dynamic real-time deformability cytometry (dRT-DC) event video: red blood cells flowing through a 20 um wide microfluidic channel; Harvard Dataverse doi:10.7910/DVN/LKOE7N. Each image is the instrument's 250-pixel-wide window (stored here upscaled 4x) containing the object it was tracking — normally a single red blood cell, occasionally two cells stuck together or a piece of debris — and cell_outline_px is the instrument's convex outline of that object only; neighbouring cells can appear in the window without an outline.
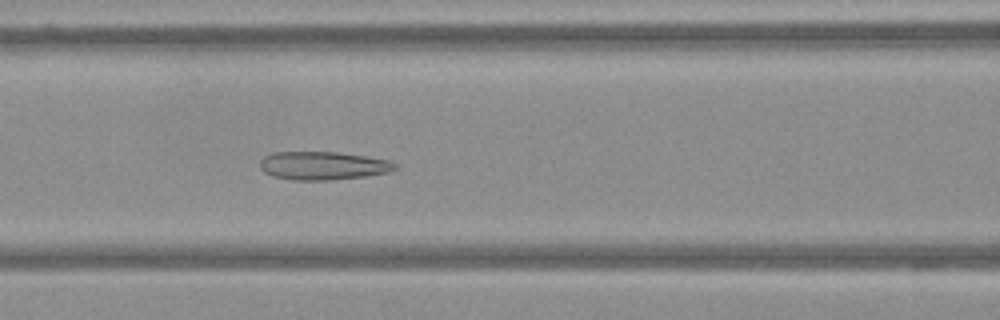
{"species": "Egyptian fruit bat (a non-hibernating species)", "species_latin": "Rousettus aegyptiacus", "temperature_condition": "warm", "stored_images_in_passage": 23, "camera_frame_rate_fps": 3000, "um_per_image_px": 0.085, "frame": {"image": 1, "passage_image": 10, "time_ms": 3.0, "image_size_px": [1000, 320], "cell_outline_px": [[396, 168], [388, 172], [364, 176], [332, 180], [292, 180], [272, 176], [264, 172], [260, 168], [260, 160], [264, 156], [272, 152], [336, 152], [364, 156], [388, 160], [396, 164]], "centroid_in_image_um": [27.4, 14.08], "position_along_channel_um": 139.2, "area_um2": 22.2}}
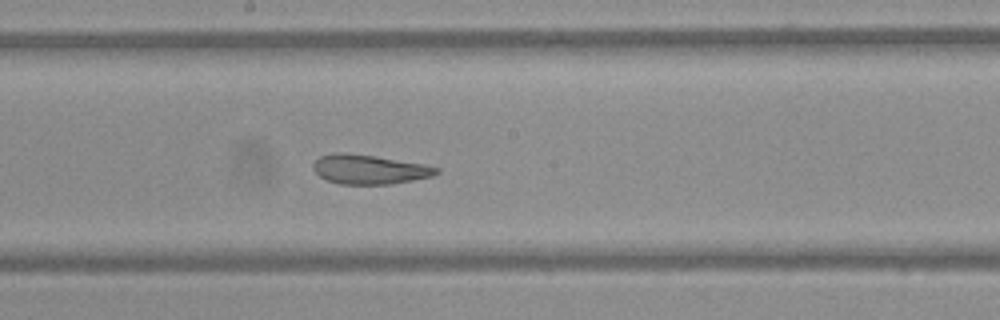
{"frame": {"image": 2, "passage_image": 17, "time_ms": 5.333, "image_size_px": [1000, 320], "cell_outline_px": [[440, 172], [432, 176], [392, 184], [340, 184], [328, 180], [320, 176], [312, 168], [312, 164], [320, 156], [336, 152], [344, 152], [376, 156], [424, 164], [440, 168]], "centroid_in_image_um": [31.39, 14.39], "position_along_channel_um": 216.8, "area_um2": 21.1}}
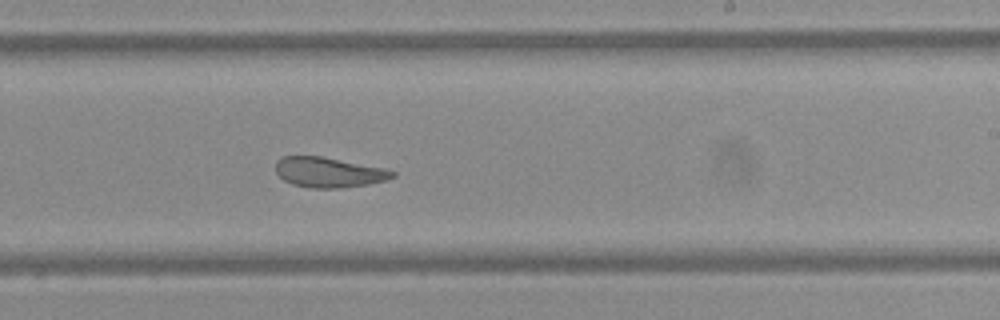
{"frame": {"image": 3, "passage_image": 21, "time_ms": 6.667, "image_size_px": [1000, 320], "cell_outline_px": [[396, 176], [384, 180], [368, 184], [340, 188], [312, 188], [292, 184], [284, 180], [276, 172], [276, 160], [284, 156], [320, 156], [388, 168], [396, 172]], "centroid_in_image_um": [27.97, 14.64], "position_along_channel_um": 261.0, "area_um2": 20.58}}